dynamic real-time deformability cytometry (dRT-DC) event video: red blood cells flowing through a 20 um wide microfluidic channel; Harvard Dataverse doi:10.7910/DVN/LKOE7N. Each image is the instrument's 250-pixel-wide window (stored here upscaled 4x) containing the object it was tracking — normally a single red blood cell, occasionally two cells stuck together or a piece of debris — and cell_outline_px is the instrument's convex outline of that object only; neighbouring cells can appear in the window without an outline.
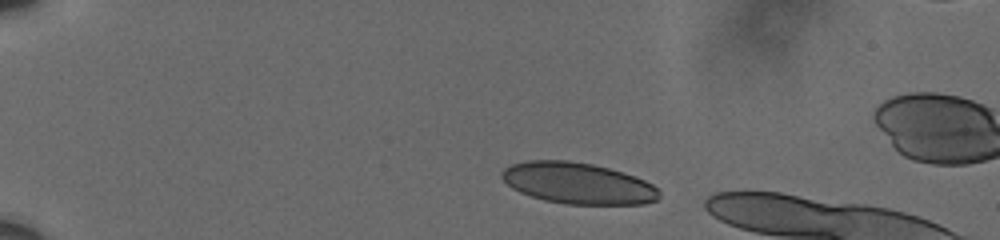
{"species": "human", "species_latin": "Homo sapiens", "temperature_condition": "cold", "stored_images_in_passage": 43, "camera_frame_rate_fps": 3000, "um_per_image_px": 0.085, "donor": {"sex": "male"}, "frame": {"image": 1, "passage_image": 1, "time_ms": 0.0, "image_size_px": [1000, 240], "cell_outline_px": [[660, 196], [656, 200], [644, 204], [564, 204], [544, 200], [520, 192], [512, 188], [500, 176], [500, 172], [504, 168], [512, 164], [528, 160], [568, 160], [592, 164], [608, 168], [644, 180], [652, 184], [660, 192]], "centroid_in_image_um": [49.09, 15.57], "position_along_channel_um": 35.9, "area_um2": 37.69}}
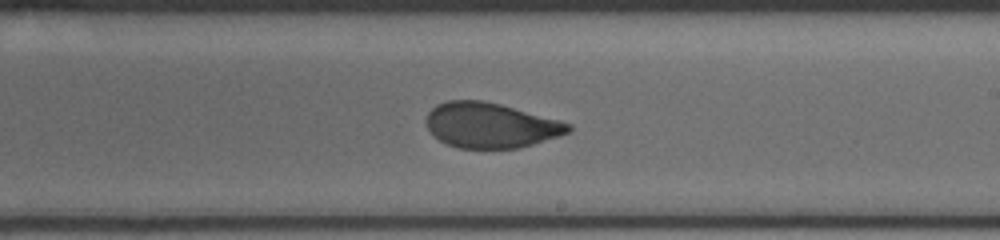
{"frame": {"image": 2, "passage_image": 25, "time_ms": 8.0, "image_size_px": [1000, 240], "cell_outline_px": [[572, 128], [568, 132], [520, 148], [460, 148], [448, 144], [432, 136], [428, 128], [428, 112], [436, 104], [448, 100], [480, 100], [500, 104], [560, 120], [572, 124]], "centroid_in_image_um": [41.68, 10.64], "position_along_channel_um": 247.3, "area_um2": 37.05}}
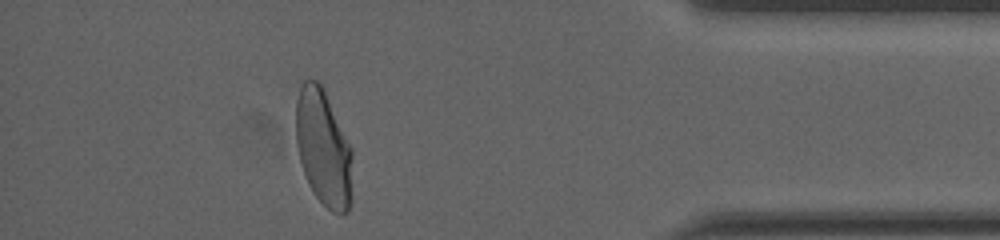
{"frame": {"image": 3, "passage_image": 41, "time_ms": 13.333, "image_size_px": [1000, 240], "cell_outline_px": [[352, 200], [348, 212], [340, 216], [332, 212], [316, 196], [308, 184], [300, 160], [296, 144], [296, 100], [300, 88], [304, 80], [316, 80], [324, 88], [352, 148]], "centroid_in_image_um": [27.51, 12.6], "position_along_channel_um": 407.7, "area_um2": 38.78}}